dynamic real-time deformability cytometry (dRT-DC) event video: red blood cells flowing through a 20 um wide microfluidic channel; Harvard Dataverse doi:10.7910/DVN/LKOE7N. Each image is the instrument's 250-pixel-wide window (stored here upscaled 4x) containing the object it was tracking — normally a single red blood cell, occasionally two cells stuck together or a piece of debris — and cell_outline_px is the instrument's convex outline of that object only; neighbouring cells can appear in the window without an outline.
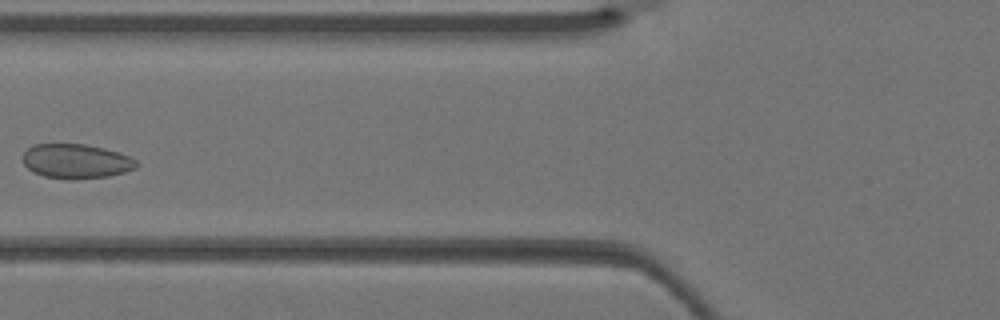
{"species": "Egyptian fruit bat (a non-hibernating species)", "species_latin": "Rousettus aegyptiacus", "temperature_condition": "warm", "stored_images_in_passage": 5, "camera_frame_rate_fps": 3000, "um_per_image_px": 0.085, "animal": {"sex": "female"}, "frame": {"image": 1, "passage_image": 5, "time_ms": 1.333, "image_size_px": [1000, 320], "cell_outline_px": [[140, 164], [136, 168], [124, 172], [108, 176], [44, 176], [28, 168], [24, 164], [24, 152], [32, 144], [84, 144], [104, 148], [120, 152], [132, 156]], "centroid_in_image_um": [6.53, 13.64], "position_along_channel_um": 119.3, "area_um2": 22.02}}